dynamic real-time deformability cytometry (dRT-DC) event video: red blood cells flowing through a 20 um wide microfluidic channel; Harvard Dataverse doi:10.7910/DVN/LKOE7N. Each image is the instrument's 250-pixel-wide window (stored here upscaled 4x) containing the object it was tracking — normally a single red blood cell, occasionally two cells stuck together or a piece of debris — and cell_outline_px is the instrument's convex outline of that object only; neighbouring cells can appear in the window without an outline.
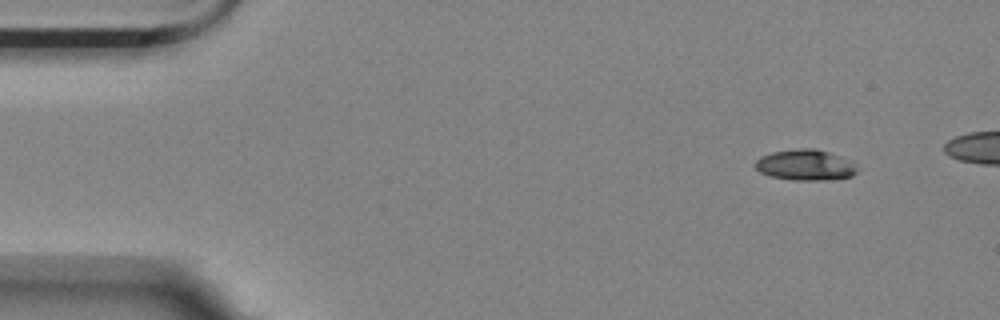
{"species": "Egyptian fruit bat (a non-hibernating species)", "species_latin": "Rousettus aegyptiacus", "temperature_condition": "room temperature", "stored_images_in_passage": 46, "camera_frame_rate_fps": 3000, "um_per_image_px": 0.085, "animal": {"sex": "female"}, "frame": {"image": 1, "passage_image": 1, "time_ms": 0.0, "image_size_px": [1000, 320], "cell_outline_px": [[856, 172], [852, 176], [824, 180], [792, 180], [772, 176], [760, 172], [756, 168], [756, 160], [760, 156], [772, 152], [796, 148], [816, 148], [840, 156], [852, 164], [856, 168]], "centroid_in_image_um": [68.41, 14.01], "position_along_channel_um": 16.6, "area_um2": 18.03}}
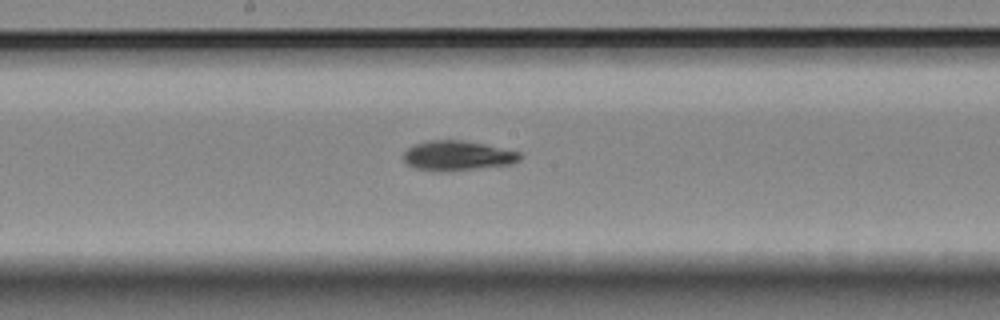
{"frame": {"image": 2, "passage_image": 25, "time_ms": 8.0, "image_size_px": [1000, 320], "cell_outline_px": [[524, 156], [520, 160], [512, 164], [440, 172], [416, 168], [408, 164], [404, 160], [404, 152], [408, 148], [416, 144], [432, 140], [464, 140], [484, 144], [520, 152]], "centroid_in_image_um": [38.92, 13.23], "position_along_channel_um": 209.3, "area_um2": 20.06}}
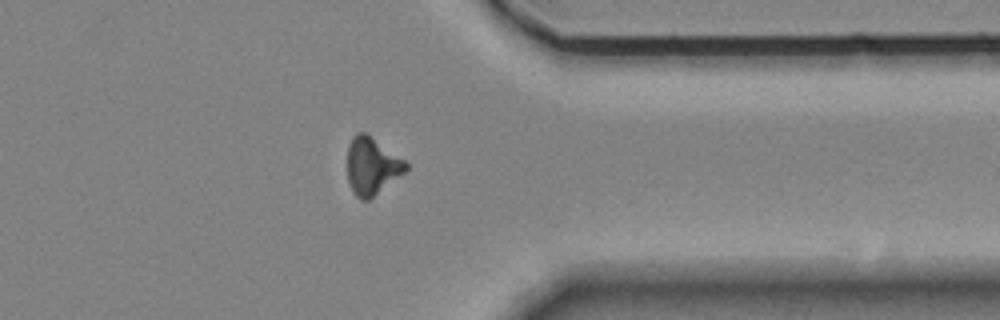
{"frame": {"image": 3, "passage_image": 40, "time_ms": 13.0, "image_size_px": [1000, 320], "cell_outline_px": [[408, 168], [404, 172], [368, 200], [360, 200], [352, 192], [348, 180], [348, 144], [352, 136], [356, 132], [364, 132], [404, 160], [408, 164]], "centroid_in_image_um": [31.57, 14.11], "position_along_channel_um": 379.8, "area_um2": 19.13}}